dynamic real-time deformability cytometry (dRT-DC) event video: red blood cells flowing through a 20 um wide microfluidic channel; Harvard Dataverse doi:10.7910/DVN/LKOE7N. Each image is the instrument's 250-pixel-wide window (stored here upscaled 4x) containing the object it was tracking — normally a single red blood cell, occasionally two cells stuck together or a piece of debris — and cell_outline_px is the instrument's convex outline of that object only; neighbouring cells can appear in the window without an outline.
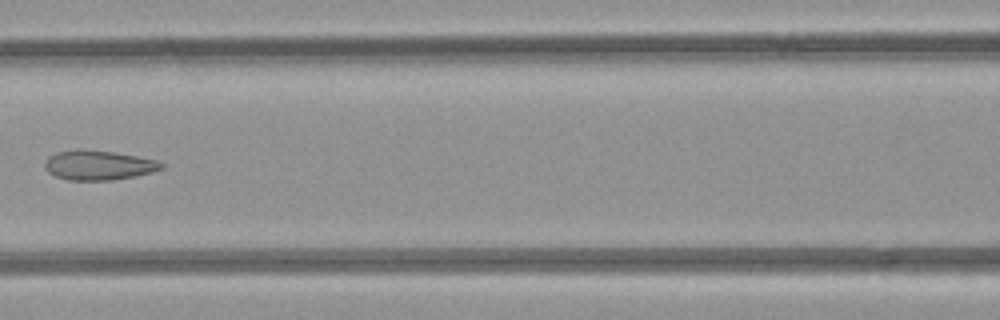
{"species": "common noctule bat (a hibernating species)", "species_latin": "Nyctalus noctula", "temperature_condition": "room temperature", "stored_images_in_passage": 5, "segment_of_instrument_passage": [1, 2], "camera_frame_rate_fps": 3000, "um_per_image_px": 0.085, "animal": {"sex": "female", "body_mass_g": 21.9}, "frame": {"image": 1, "passage_image": 4, "time_ms": 3.333, "image_size_px": [1000, 320], "cell_outline_px": [[164, 168], [152, 172], [136, 176], [112, 180], [68, 180], [56, 176], [48, 172], [44, 168], [44, 160], [48, 156], [56, 152], [76, 148], [80, 148], [112, 152], [136, 156], [156, 160], [164, 164]], "centroid_in_image_um": [8.33, 14.03], "position_along_channel_um": 158.3, "area_um2": 20.35}}